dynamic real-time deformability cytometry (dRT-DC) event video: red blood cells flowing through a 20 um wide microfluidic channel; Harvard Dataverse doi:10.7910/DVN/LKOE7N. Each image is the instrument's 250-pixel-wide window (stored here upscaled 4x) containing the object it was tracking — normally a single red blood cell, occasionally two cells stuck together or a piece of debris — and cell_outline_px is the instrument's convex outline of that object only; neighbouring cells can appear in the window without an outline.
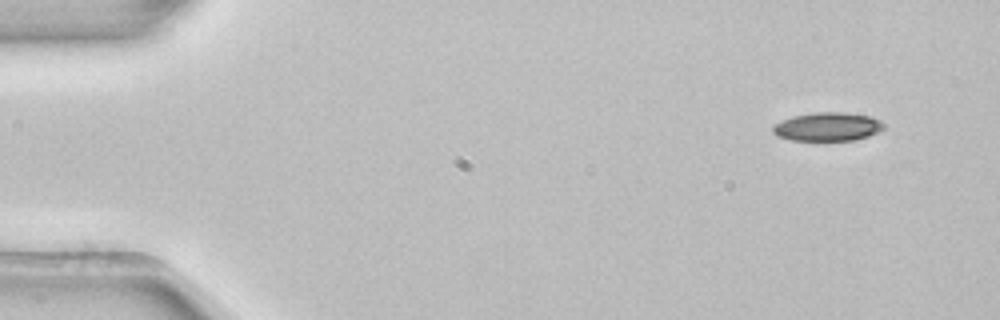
{"species": "common noctule bat (a hibernating species)", "species_latin": "Nyctalus noctula", "temperature_condition": "room temperature", "stored_images_in_passage": 3, "camera_frame_rate_fps": 3000, "um_per_image_px": 0.085, "animal": {"sex": "female", "body_mass_g": 22.7, "forearm_length_mm": 54.2}, "frame": {"image": 1, "passage_image": 1, "time_ms": 0.0, "image_size_px": [1000, 320], "cell_outline_px": [[884, 128], [868, 136], [856, 140], [792, 140], [776, 136], [772, 132], [772, 124], [780, 120], [792, 116], [812, 112], [840, 112], [872, 116], [880, 120], [884, 124]], "centroid_in_image_um": [70.3, 10.76], "position_along_channel_um": 14.7, "area_um2": 18.67}}